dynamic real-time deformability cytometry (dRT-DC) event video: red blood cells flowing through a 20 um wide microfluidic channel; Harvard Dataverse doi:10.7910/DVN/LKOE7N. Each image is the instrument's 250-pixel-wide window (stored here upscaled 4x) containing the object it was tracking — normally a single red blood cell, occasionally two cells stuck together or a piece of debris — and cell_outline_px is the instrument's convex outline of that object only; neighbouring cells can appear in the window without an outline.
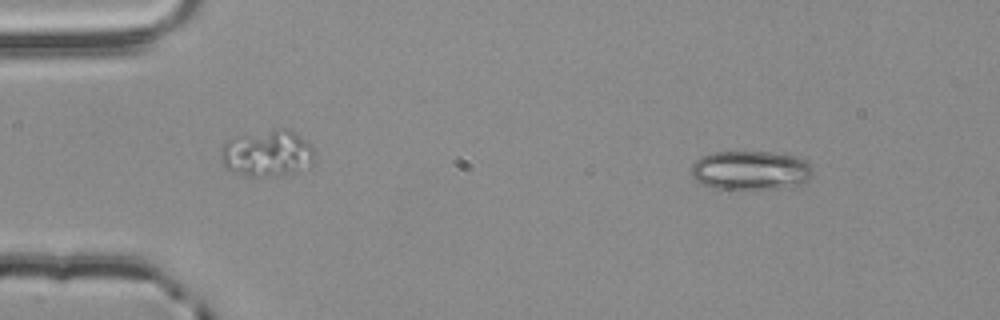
{"species": "common noctule bat (a hibernating species)", "species_latin": "Nyctalus noctula", "temperature_condition": "room temperature", "stored_images_in_passage": 3, "camera_frame_rate_fps": 3000, "um_per_image_px": 0.085, "animal": {"sex": "male", "body_mass_g": 20.4}, "frame": {"image": 1, "passage_image": 1, "time_ms": 0.0, "image_size_px": [1000, 320], "cell_outline_px": [[812, 176], [804, 184], [748, 192], [740, 192], [712, 188], [696, 180], [692, 176], [692, 164], [700, 156], [712, 152], [772, 152], [792, 156], [804, 160], [812, 168]], "centroid_in_image_um": [63.77, 14.53], "position_along_channel_um": 21.2, "area_um2": 28.5}}